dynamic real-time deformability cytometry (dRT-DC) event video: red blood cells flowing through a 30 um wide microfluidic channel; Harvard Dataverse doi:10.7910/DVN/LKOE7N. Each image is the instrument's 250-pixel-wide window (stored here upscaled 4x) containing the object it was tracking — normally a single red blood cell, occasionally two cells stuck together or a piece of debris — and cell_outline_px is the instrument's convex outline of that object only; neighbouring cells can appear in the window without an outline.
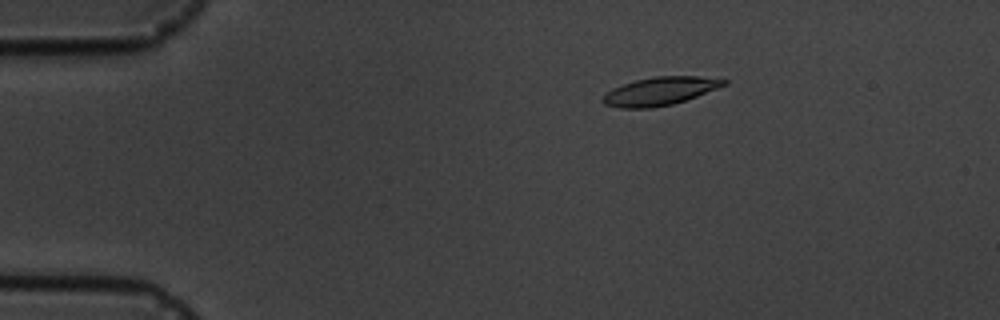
{"species": "common noctule bat (a hibernating species)", "species_latin": "Nyctalus noctula", "temperature_condition": "cold", "stored_images_in_passage": 5, "camera_frame_rate_fps": 3000, "um_per_image_px": 0.085, "animal": {"sex": "male", "body_mass_g": 19.5, "forearm_length_mm": 54.6}, "frame": {"image": 1, "passage_image": 3, "time_ms": 2.333, "image_size_px": [1000, 320], "cell_outline_px": [[728, 84], [696, 96], [672, 104], [652, 108], [620, 108], [604, 104], [600, 100], [604, 92], [612, 88], [636, 80], [656, 76], [700, 76], [728, 80]], "centroid_in_image_um": [56.05, 7.75], "position_along_channel_um": 28.9, "area_um2": 19.88}}